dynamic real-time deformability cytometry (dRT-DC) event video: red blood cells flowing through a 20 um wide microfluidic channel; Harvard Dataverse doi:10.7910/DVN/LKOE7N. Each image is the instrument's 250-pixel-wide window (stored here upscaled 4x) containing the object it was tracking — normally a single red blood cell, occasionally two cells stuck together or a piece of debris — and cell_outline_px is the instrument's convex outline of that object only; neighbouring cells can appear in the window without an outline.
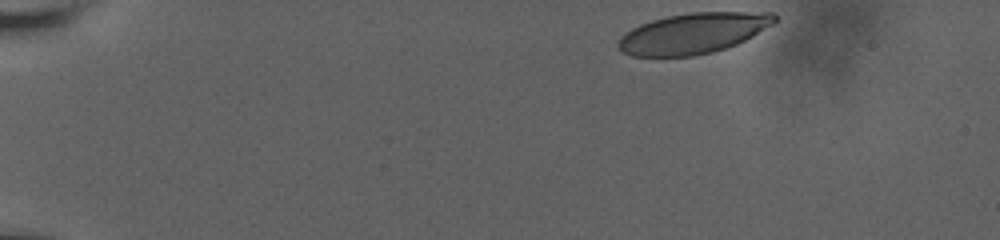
{"species": "human", "species_latin": "Homo sapiens", "temperature_condition": "room temperature", "stored_images_in_passage": 39, "camera_frame_rate_fps": 3000, "um_per_image_px": 0.085, "donor": {"sex": "male"}, "frame": {"image": 1, "passage_image": 1, "time_ms": 0.0, "image_size_px": [1000, 240], "cell_outline_px": [[776, 20], [772, 24], [752, 36], [736, 44], [712, 52], [692, 56], [632, 56], [624, 52], [616, 44], [620, 36], [632, 28], [640, 24], [652, 20], [668, 16], [692, 12], [772, 12], [776, 16]], "centroid_in_image_um": [58.9, 2.82], "position_along_channel_um": 26.1, "area_um2": 36.7}}
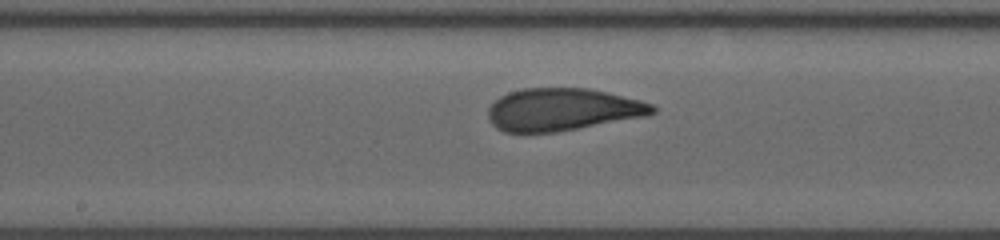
{"frame": {"image": 2, "passage_image": 22, "time_ms": 8.0, "image_size_px": [1000, 240], "cell_outline_px": [[656, 112], [648, 116], [556, 132], [504, 132], [496, 128], [488, 120], [488, 108], [500, 96], [508, 92], [524, 88], [588, 88], [608, 92], [640, 100], [652, 104], [656, 108]], "centroid_in_image_um": [47.81, 9.31], "position_along_channel_um": 200.4, "area_um2": 40.81}}
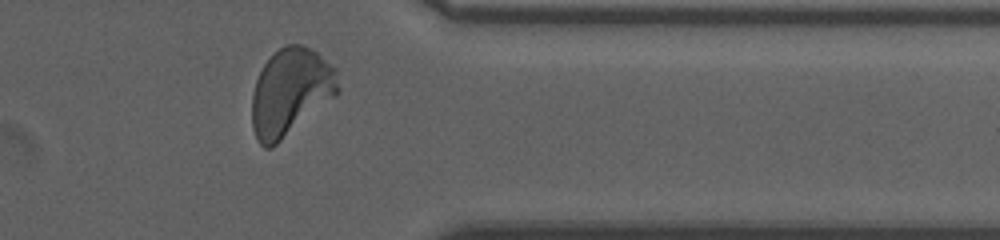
{"frame": {"image": 3, "passage_image": 37, "time_ms": 13.333, "image_size_px": [1000, 240], "cell_outline_px": [[340, 92], [336, 96], [272, 148], [264, 148], [256, 140], [252, 128], [252, 96], [256, 80], [264, 64], [280, 48], [288, 44], [304, 44], [316, 52], [336, 68], [340, 88]], "centroid_in_image_um": [24.71, 7.84], "position_along_channel_um": 386.7, "area_um2": 43.87}, "authors_computed_cell_mechanics": {"area_um2": 40.5178, "velocity_mm_per_s": 3.6156, "shape_relaxation_time_tau1_ms": 4.2157, "shape_relaxation_time_tau2_ms": null, "deformation_change_tau1": 0.1719, "deformation_change_tau2": null}}